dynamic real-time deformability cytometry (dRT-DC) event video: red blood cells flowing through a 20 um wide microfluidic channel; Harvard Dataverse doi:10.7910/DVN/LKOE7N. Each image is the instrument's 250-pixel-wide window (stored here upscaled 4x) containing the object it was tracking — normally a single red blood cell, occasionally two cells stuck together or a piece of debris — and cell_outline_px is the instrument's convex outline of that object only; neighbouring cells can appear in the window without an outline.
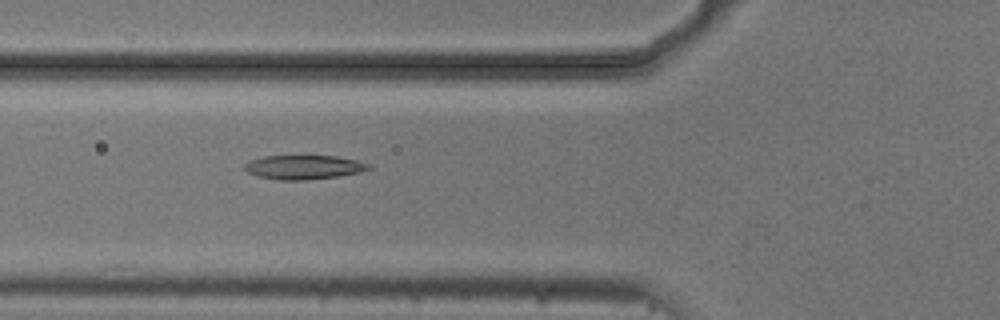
{"species": "common noctule bat (a hibernating species)", "species_latin": "Nyctalus noctula", "temperature_condition": "cold", "stored_images_in_passage": 2, "camera_frame_rate_fps": 3000, "um_per_image_px": 0.085, "animal": {"sex": "male", "body_mass_g": 20.5, "forearm_length_mm": 52.5}, "frame": {"image": 1, "passage_image": 2, "time_ms": 0.333, "image_size_px": [1000, 320], "cell_outline_px": [[372, 168], [360, 172], [336, 176], [308, 180], [276, 180], [256, 176], [248, 172], [244, 168], [244, 164], [248, 160], [264, 156], [336, 156], [356, 160], [372, 164]], "centroid_in_image_um": [25.8, 14.21], "position_along_channel_um": 100.0, "area_um2": 17.57}}